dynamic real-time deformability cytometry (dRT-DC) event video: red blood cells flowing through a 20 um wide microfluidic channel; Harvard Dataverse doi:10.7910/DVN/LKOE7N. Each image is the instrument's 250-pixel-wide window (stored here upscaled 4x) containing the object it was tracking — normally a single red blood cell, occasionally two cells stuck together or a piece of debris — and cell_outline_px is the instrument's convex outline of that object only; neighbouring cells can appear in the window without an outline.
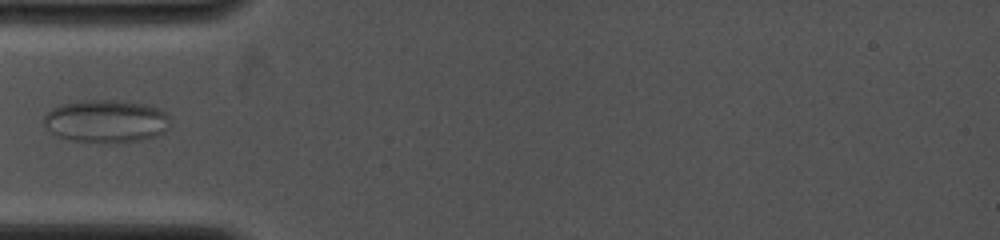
{"species": "common noctule bat (a hibernating species)", "species_latin": "Nyctalus noctula", "temperature_condition": "cold", "stored_images_in_passage": 10, "camera_frame_rate_fps": 4000, "um_per_image_px": 0.085, "animal": {"sex": "female", "body_mass_g": 19.0, "forearm_length_mm": 53.3}, "frame": {"image": 1, "passage_image": 9, "time_ms": 4.75, "image_size_px": [1000, 240], "cell_outline_px": [[168, 128], [164, 132], [156, 136], [140, 140], [112, 144], [72, 140], [56, 136], [44, 124], [44, 116], [52, 108], [64, 104], [84, 100], [116, 100], [148, 104], [168, 112]], "centroid_in_image_um": [9.05, 10.31], "position_along_channel_um": 76.0, "area_um2": 31.73}}